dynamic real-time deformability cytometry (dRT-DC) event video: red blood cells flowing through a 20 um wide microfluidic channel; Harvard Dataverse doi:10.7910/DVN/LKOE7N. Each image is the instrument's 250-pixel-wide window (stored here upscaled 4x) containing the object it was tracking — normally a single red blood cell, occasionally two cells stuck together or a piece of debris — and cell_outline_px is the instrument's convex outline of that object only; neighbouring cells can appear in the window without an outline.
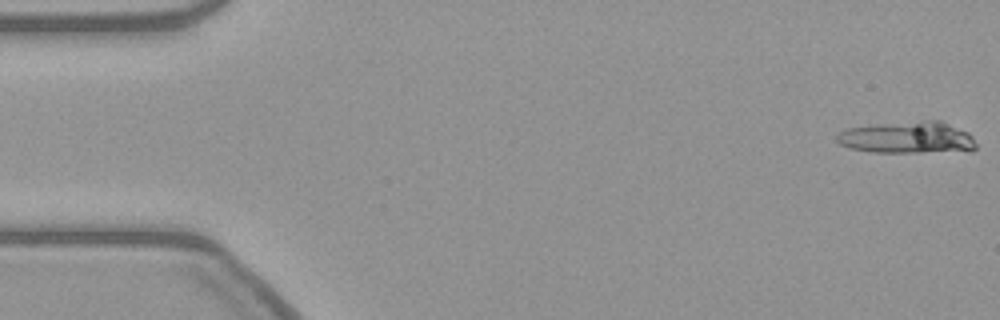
{"species": "common noctule bat (a hibernating species)", "species_latin": "Nyctalus noctula", "temperature_condition": "warm", "stored_images_in_passage": 14, "camera_frame_rate_fps": 3000, "um_per_image_px": 0.085, "animal": {"sex": "female", "body_mass_g": 21.9}, "frame": {"image": 1, "passage_image": 1, "time_ms": 0.0, "image_size_px": [1000, 320], "cell_outline_px": [[976, 148], [972, 152], [872, 152], [848, 148], [840, 144], [836, 140], [836, 136], [840, 132], [848, 128], [876, 124], [924, 120], [940, 120], [968, 132], [972, 136], [976, 144]], "centroid_in_image_um": [77.18, 11.7], "position_along_channel_um": 7.8, "area_um2": 26.24}}